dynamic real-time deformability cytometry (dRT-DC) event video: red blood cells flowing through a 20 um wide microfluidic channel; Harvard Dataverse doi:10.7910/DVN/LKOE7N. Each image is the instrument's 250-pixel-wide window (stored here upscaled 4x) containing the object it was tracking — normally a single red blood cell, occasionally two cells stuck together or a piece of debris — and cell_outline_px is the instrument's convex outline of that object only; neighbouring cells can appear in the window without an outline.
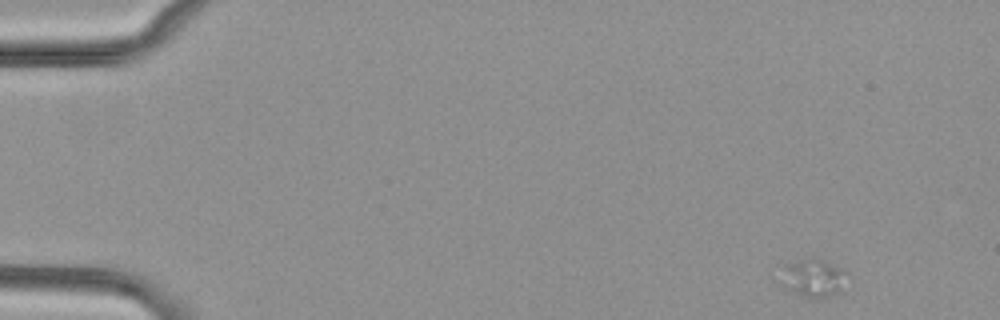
{"species": "common noctule bat (a hibernating species)", "species_latin": "Nyctalus noctula", "temperature_condition": "cold", "stored_images_in_passage": 4, "camera_frame_rate_fps": 3000, "um_per_image_px": 0.085, "animal": {"sex": "female", "body_mass_g": 29.2, "forearm_length_mm": 56.3}, "frame": {"image": 1, "passage_image": 1, "time_ms": 0.0, "image_size_px": [1000, 320], "cell_outline_px": [[848, 272], [844, 292], [816, 300], [804, 296], [784, 288], [784, 264], [812, 256], [820, 256]], "centroid_in_image_um": [69.25, 23.61], "position_along_channel_um": 15.8, "area_um2": 15.26}}
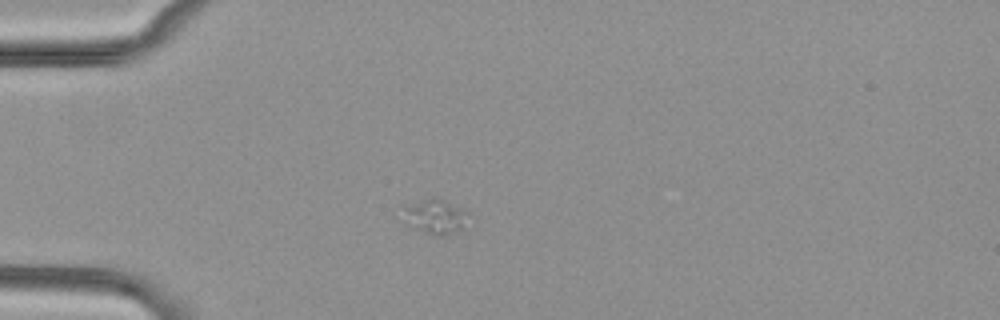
{"frame": {"image": 2, "passage_image": 4, "time_ms": 1.0, "image_size_px": [1000, 320], "cell_outline_px": [[468, 212], [460, 228], [456, 232], [440, 236], [432, 236], [416, 228], [404, 220], [400, 204], [432, 196], [464, 208]], "centroid_in_image_um": [36.89, 18.35], "position_along_channel_um": 48.1, "area_um2": 13.41}}